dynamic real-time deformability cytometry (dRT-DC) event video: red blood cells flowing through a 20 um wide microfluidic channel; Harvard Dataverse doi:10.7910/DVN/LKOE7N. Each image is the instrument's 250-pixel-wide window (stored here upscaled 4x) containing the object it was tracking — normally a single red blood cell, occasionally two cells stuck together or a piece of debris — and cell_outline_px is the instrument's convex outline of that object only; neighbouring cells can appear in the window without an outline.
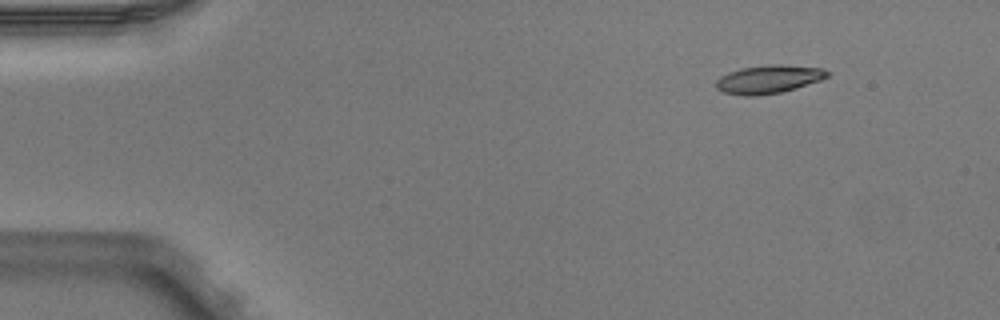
{"species": "Egyptian fruit bat (a non-hibernating species)", "species_latin": "Rousettus aegyptiacus", "temperature_condition": "warm", "stored_images_in_passage": 5, "camera_frame_rate_fps": 3000, "um_per_image_px": 0.085, "animal": {"sex": "male"}, "frame": {"image": 1, "passage_image": 1, "time_ms": 0.0, "image_size_px": [1000, 320], "cell_outline_px": [[832, 72], [828, 76], [820, 80], [796, 88], [780, 92], [752, 96], [744, 96], [724, 92], [716, 88], [716, 80], [720, 76], [728, 72], [740, 68], [768, 64], [780, 64], [820, 68]], "centroid_in_image_um": [65.32, 6.72], "position_along_channel_um": 19.7, "area_um2": 18.32}}
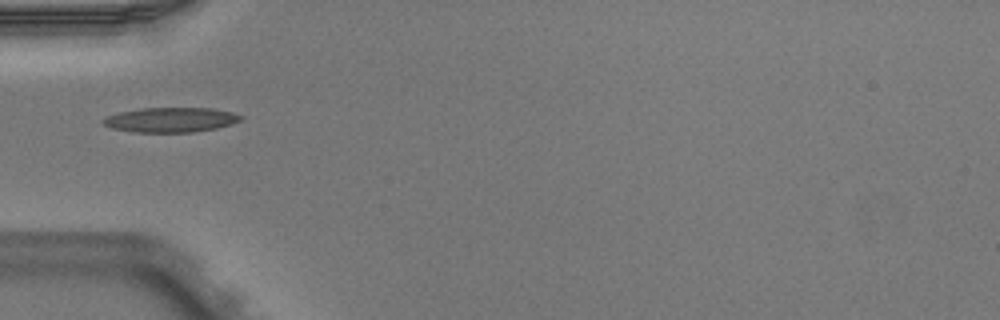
{"frame": {"image": 2, "passage_image": 4, "time_ms": 1.0, "image_size_px": [1000, 320], "cell_outline_px": [[244, 116], [240, 120], [232, 124], [216, 128], [192, 132], [132, 132], [112, 128], [104, 124], [100, 120], [108, 116], [120, 112], [140, 108], [212, 108], [232, 112]], "centroid_in_image_um": [14.52, 10.18], "position_along_channel_um": 70.5, "area_um2": 19.83}}